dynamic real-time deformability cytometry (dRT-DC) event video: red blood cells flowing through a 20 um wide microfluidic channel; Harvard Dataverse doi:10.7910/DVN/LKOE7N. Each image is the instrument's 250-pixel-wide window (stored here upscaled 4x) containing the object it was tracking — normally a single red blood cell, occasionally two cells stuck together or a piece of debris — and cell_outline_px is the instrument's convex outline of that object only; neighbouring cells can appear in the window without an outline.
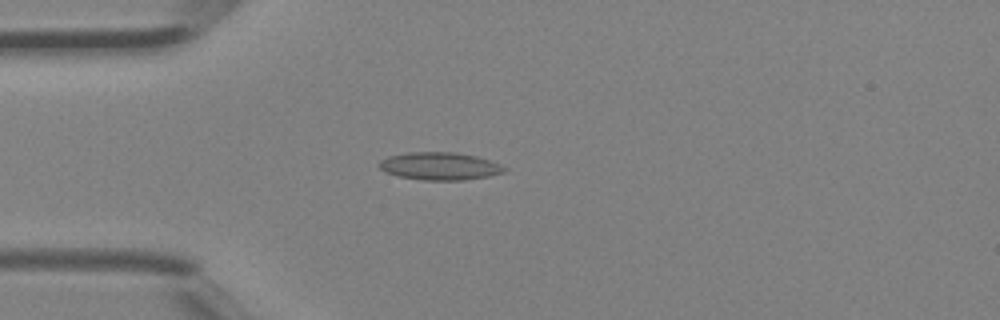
{"species": "Egyptian fruit bat (a non-hibernating species)", "species_latin": "Rousettus aegyptiacus", "temperature_condition": "room temperature", "stored_images_in_passage": 46, "camera_frame_rate_fps": 3000, "um_per_image_px": 0.085, "animal": {"sex": "female"}, "frame": {"image": 1, "passage_image": 13, "time_ms": 4.0, "image_size_px": [1000, 320], "cell_outline_px": [[508, 168], [504, 172], [488, 176], [464, 180], [424, 180], [396, 176], [384, 172], [376, 164], [380, 160], [388, 156], [408, 152], [456, 152], [476, 156], [500, 164]], "centroid_in_image_um": [37.33, 14.12], "position_along_channel_um": 47.7, "area_um2": 20.35}}
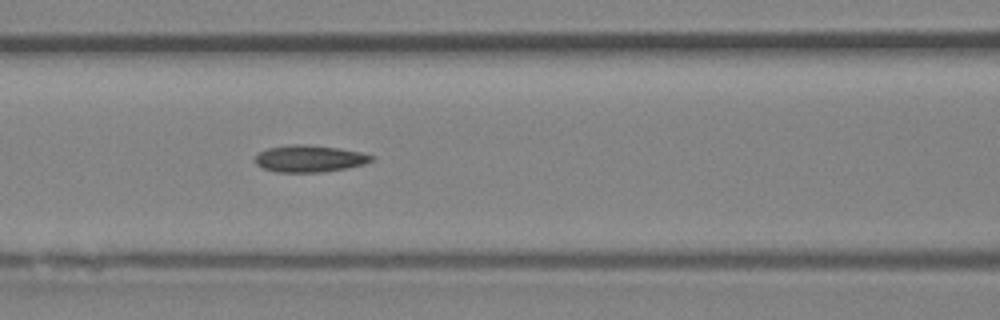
{"frame": {"image": 2, "passage_image": 20, "time_ms": 6.333, "image_size_px": [1000, 320], "cell_outline_px": [[376, 156], [372, 160], [364, 164], [348, 168], [320, 172], [276, 172], [264, 168], [256, 164], [256, 156], [260, 152], [268, 148], [296, 144], [300, 144], [336, 148], [360, 152]], "centroid_in_image_um": [26.33, 13.49], "position_along_channel_um": 140.3, "area_um2": 17.92}}
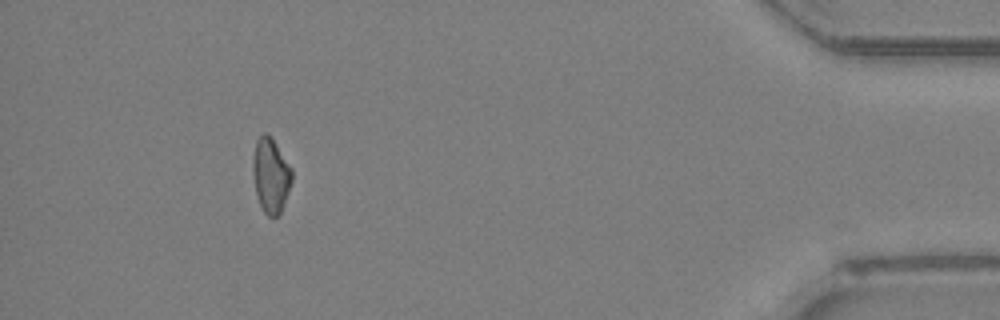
{"frame": {"image": 3, "passage_image": 42, "time_ms": 13.667, "image_size_px": [1000, 320], "cell_outline_px": [[292, 180], [280, 216], [268, 216], [264, 212], [256, 196], [252, 172], [252, 160], [256, 140], [264, 132], [272, 140], [292, 168]], "centroid_in_image_um": [23.0, 14.95], "position_along_channel_um": 412.2, "area_um2": 16.88}}